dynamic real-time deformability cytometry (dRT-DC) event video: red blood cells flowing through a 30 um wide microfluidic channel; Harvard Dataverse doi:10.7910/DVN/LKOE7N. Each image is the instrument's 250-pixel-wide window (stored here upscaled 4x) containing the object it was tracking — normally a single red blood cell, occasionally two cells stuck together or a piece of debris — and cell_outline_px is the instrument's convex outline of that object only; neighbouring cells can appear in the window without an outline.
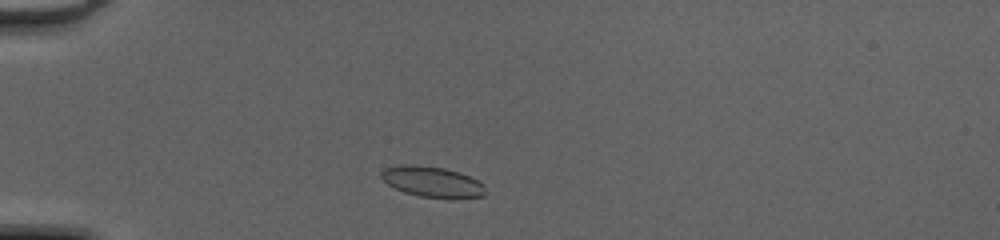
{"species": "common noctule bat (a hibernating species)", "species_latin": "Nyctalus noctula", "temperature_condition": "cold", "stored_images_in_passage": 39, "camera_frame_rate_fps": 3000, "um_per_image_px": 0.085, "animal": {"sex": "female", "body_mass_g": 20.0, "forearm_length_mm": 54.0}, "frame": {"image": 1, "passage_image": 4, "time_ms": 1.0, "image_size_px": [1000, 240], "cell_outline_px": [[484, 196], [420, 196], [404, 192], [388, 184], [380, 176], [380, 172], [384, 168], [400, 164], [416, 164], [444, 168], [460, 172], [484, 184]], "centroid_in_image_um": [36.65, 15.39], "position_along_channel_um": 48.3, "area_um2": 18.03}}
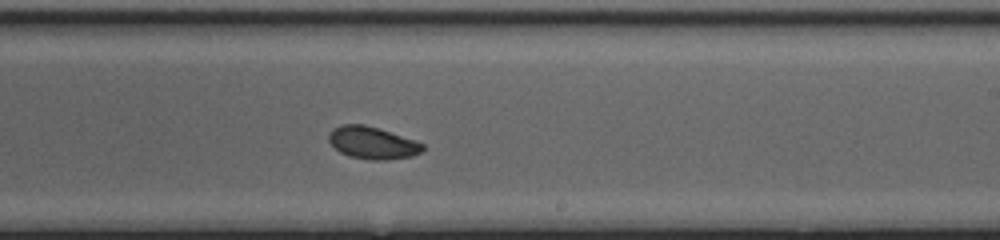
{"frame": {"image": 2, "passage_image": 21, "time_ms": 6.667, "image_size_px": [1000, 240], "cell_outline_px": [[424, 148], [420, 152], [412, 156], [388, 160], [372, 160], [348, 156], [340, 152], [328, 140], [328, 136], [332, 128], [344, 124], [364, 124], [416, 140], [424, 144]], "centroid_in_image_um": [31.65, 12.14], "position_along_channel_um": 257.3, "area_um2": 17.63}}
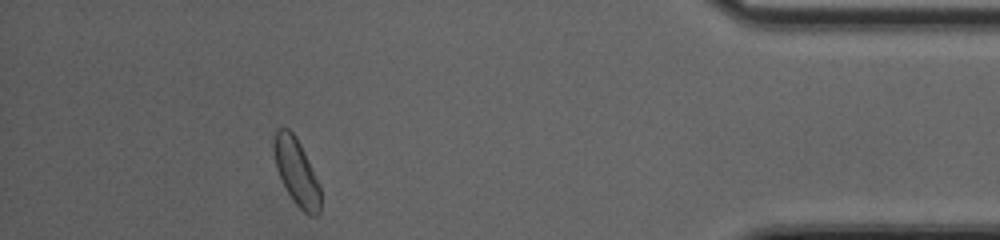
{"frame": {"image": 3, "passage_image": 35, "time_ms": 11.333, "image_size_px": [1000, 240], "cell_outline_px": [[320, 212], [316, 216], [308, 216], [292, 200], [276, 168], [272, 148], [272, 136], [276, 128], [288, 128], [296, 136], [320, 184]], "centroid_in_image_um": [25.18, 14.58], "position_along_channel_um": 410.0, "area_um2": 18.26}, "authors_computed_cell_mechanics": {"area_um2": 18.0336, "velocity_mm_per_s": 4.1949, "shape_relaxation_time_tau1_ms": 1.6495, "shape_relaxation_time_tau2_ms": 5.2003, "deformation_change_tau1": 0.0674, "deformation_change_tau2": 0.0685}}